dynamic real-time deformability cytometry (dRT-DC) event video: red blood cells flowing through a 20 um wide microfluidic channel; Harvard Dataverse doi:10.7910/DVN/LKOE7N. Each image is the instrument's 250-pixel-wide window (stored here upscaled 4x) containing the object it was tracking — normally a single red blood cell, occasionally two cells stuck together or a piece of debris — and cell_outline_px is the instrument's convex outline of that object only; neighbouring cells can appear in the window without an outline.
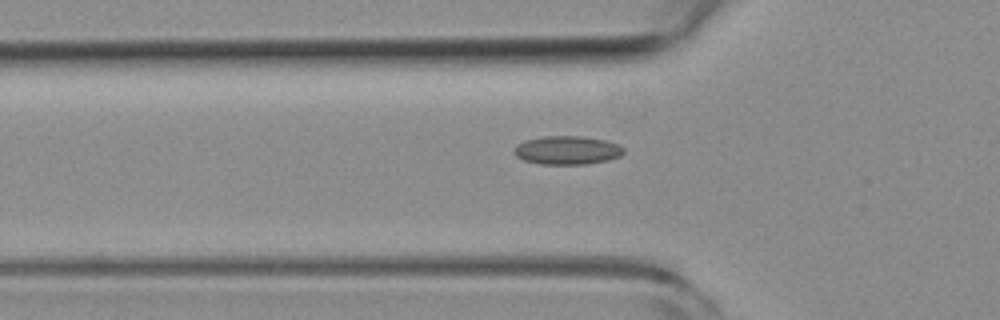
{"species": "common noctule bat (a hibernating species)", "species_latin": "Nyctalus noctula", "temperature_condition": "room temperature", "stored_images_in_passage": 37, "camera_frame_rate_fps": 3000, "um_per_image_px": 0.085, "animal": {"sex": "female", "body_mass_g": 19.3, "forearm_length_mm": 54.1}, "frame": {"image": 1, "passage_image": 6, "time_ms": 1.667, "image_size_px": [1000, 320], "cell_outline_px": [[624, 152], [620, 156], [608, 160], [588, 164], [540, 164], [524, 160], [516, 156], [512, 152], [516, 144], [524, 140], [544, 136], [580, 136], [604, 140], [620, 144], [624, 148]], "centroid_in_image_um": [48.2, 12.77], "position_along_channel_um": 77.6, "area_um2": 18.38}}
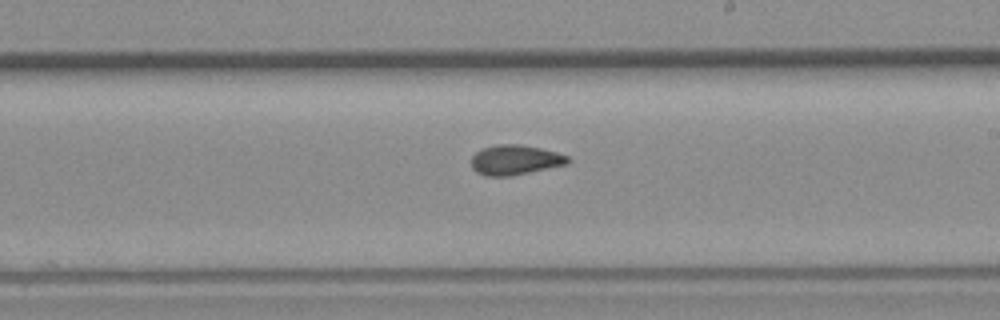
{"frame": {"image": 2, "passage_image": 19, "time_ms": 6.0, "image_size_px": [1000, 320], "cell_outline_px": [[572, 160], [568, 164], [512, 176], [484, 176], [476, 172], [472, 168], [472, 156], [476, 152], [484, 148], [496, 144], [520, 144], [540, 148], [556, 152], [568, 156]], "centroid_in_image_um": [43.8, 13.6], "position_along_channel_um": 245.2, "area_um2": 16.94}}
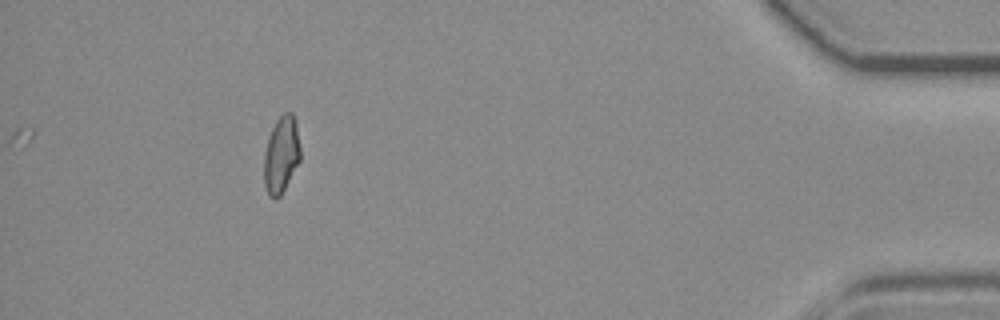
{"frame": {"image": 3, "passage_image": 37, "time_ms": 12.0, "image_size_px": [1000, 320], "cell_outline_px": [[300, 160], [280, 196], [276, 200], [268, 196], [264, 184], [264, 156], [268, 140], [272, 128], [276, 120], [284, 112], [292, 112], [296, 124], [300, 148]], "centroid_in_image_um": [23.9, 13.17], "position_along_channel_um": 411.3, "area_um2": 16.13}, "authors_computed_cell_mechanics": {"area_um2": 16.473, "velocity_mm_per_s": 3.8491, "shape_relaxation_time_tau1_ms": null, "shape_relaxation_time_tau2_ms": 2.3681, "deformation_change_tau1": null, "deformation_change_tau2": 0.0864}}